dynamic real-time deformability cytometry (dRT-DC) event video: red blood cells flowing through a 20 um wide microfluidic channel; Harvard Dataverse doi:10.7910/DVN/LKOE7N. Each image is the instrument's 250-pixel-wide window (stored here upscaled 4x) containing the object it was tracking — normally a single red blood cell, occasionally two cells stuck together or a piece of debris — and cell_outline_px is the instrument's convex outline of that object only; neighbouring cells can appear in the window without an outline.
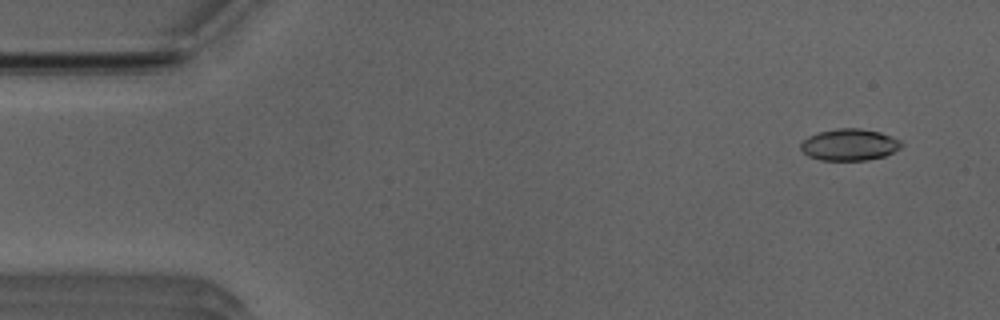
{"species": "Egyptian fruit bat (a non-hibernating species)", "species_latin": "Rousettus aegyptiacus", "temperature_condition": "room temperature", "stored_images_in_passage": 17, "camera_frame_rate_fps": 3000, "um_per_image_px": 0.085, "animal": {"sex": "male"}, "frame": {"image": 1, "passage_image": 3, "time_ms": 0.667, "image_size_px": [1000, 320], "cell_outline_px": [[904, 144], [900, 148], [884, 156], [868, 160], [820, 160], [808, 156], [800, 148], [800, 144], [808, 136], [820, 132], [836, 128], [860, 128], [880, 132], [892, 136], [900, 140]], "centroid_in_image_um": [72.21, 12.29], "position_along_channel_um": 12.8, "area_um2": 18.61}}